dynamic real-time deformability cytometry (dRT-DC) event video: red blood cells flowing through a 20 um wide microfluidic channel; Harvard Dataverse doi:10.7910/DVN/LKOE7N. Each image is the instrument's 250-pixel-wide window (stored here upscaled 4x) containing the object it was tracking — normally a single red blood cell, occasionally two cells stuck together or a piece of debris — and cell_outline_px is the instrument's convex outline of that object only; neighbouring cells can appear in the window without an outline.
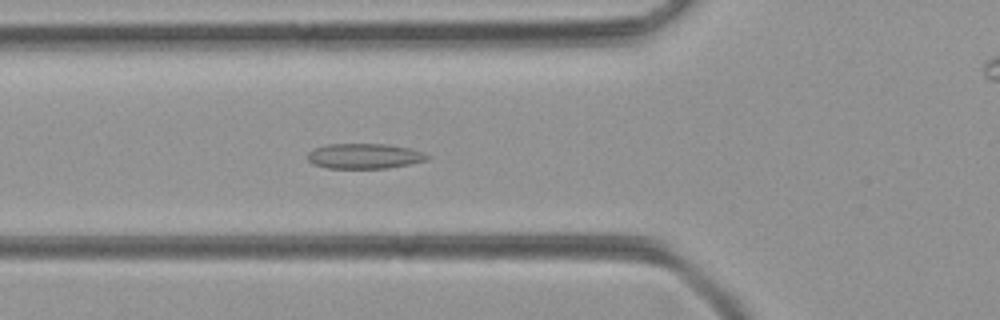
{"species": "common noctule bat (a hibernating species)", "species_latin": "Nyctalus noctula", "temperature_condition": "room temperature", "stored_images_in_passage": 50, "camera_frame_rate_fps": 3000, "um_per_image_px": 0.085, "animal": {"sex": "female", "body_mass_g": 21.9}, "frame": {"image": 1, "passage_image": 17, "time_ms": 5.333, "image_size_px": [1000, 320], "cell_outline_px": [[428, 160], [388, 168], [328, 168], [312, 164], [308, 160], [308, 152], [312, 148], [328, 144], [388, 144], [412, 148], [424, 152], [428, 156]], "centroid_in_image_um": [30.96, 13.26], "position_along_channel_um": 94.8, "area_um2": 17.69}}
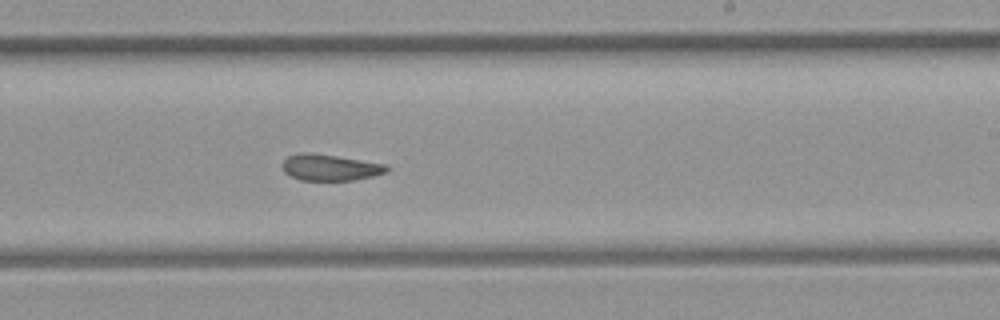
{"frame": {"image": 2, "passage_image": 29, "time_ms": 9.333, "image_size_px": [1000, 320], "cell_outline_px": [[392, 168], [388, 172], [372, 176], [352, 180], [300, 180], [284, 172], [284, 160], [288, 156], [304, 152], [308, 152], [336, 156], [388, 164]], "centroid_in_image_um": [28.13, 14.23], "position_along_channel_um": 260.9, "area_um2": 15.9}}
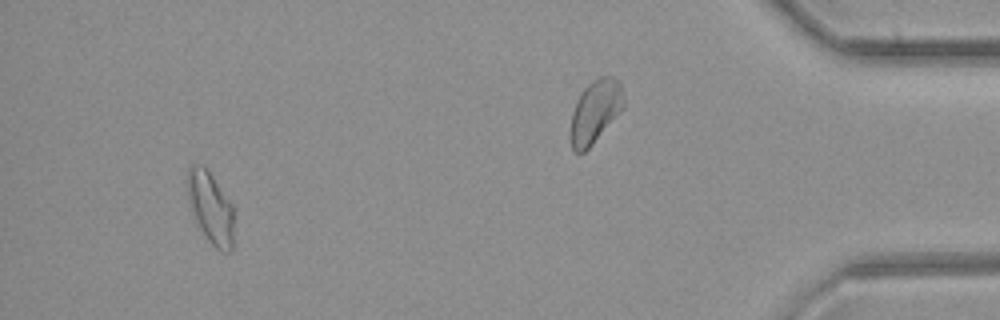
{"frame": {"image": 3, "passage_image": 46, "time_ms": 15.0, "image_size_px": [1000, 320], "cell_outline_px": [[232, 252], [220, 252], [208, 240], [200, 228], [196, 220], [188, 200], [188, 168], [192, 164], [204, 164], [232, 204]], "centroid_in_image_um": [17.89, 17.64], "position_along_channel_um": 417.3, "area_um2": 19.07}}